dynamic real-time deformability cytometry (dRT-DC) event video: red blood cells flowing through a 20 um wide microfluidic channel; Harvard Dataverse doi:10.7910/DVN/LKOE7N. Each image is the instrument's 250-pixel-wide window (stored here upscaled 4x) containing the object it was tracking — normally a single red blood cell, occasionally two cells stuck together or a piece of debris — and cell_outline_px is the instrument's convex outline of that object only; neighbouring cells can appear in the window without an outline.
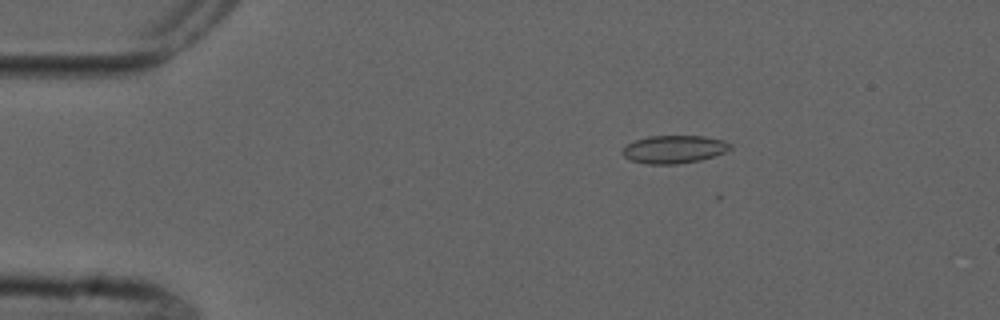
{"species": "common noctule bat (a hibernating species)", "species_latin": "Nyctalus noctula", "temperature_condition": "cold", "stored_images_in_passage": 5, "camera_frame_rate_fps": 3000, "um_per_image_px": 0.085, "animal": {"sex": "male", "forearm_length_mm": 52.5}, "frame": {"image": 1, "passage_image": 3, "time_ms": 2.333, "image_size_px": [1000, 320], "cell_outline_px": [[732, 148], [724, 152], [700, 160], [676, 164], [648, 164], [632, 160], [624, 156], [620, 152], [628, 144], [636, 140], [648, 136], [704, 136], [724, 140], [732, 144]], "centroid_in_image_um": [57.31, 12.68], "position_along_channel_um": 27.7, "area_um2": 17.4}}